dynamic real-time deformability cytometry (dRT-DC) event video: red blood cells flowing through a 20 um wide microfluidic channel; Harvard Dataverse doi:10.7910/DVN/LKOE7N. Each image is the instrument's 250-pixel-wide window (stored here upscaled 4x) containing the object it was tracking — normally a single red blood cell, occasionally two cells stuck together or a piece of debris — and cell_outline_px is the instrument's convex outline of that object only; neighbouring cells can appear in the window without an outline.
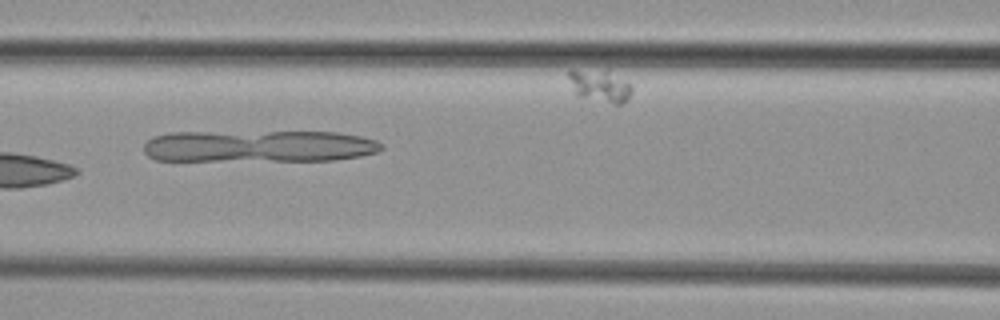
{"species": "common noctule bat (a hibernating species)", "species_latin": "Nyctalus noctula", "temperature_condition": "cold", "stored_images_in_passage": 15, "segment_of_instrument_passage": [1, 2], "camera_frame_rate_fps": 3000, "um_per_image_px": 0.085, "animal": {"sex": "female", "body_mass_g": 29.2, "forearm_length_mm": 56.3}, "frame": {"image": 1, "passage_image": 8, "time_ms": 8.0, "image_size_px": [1000, 320], "cell_outline_px": [[384, 148], [376, 152], [360, 156], [336, 160], [156, 160], [148, 156], [144, 152], [144, 144], [152, 136], [172, 132], [336, 132], [360, 136], [376, 140], [384, 144]], "centroid_in_image_um": [22.01, 12.42], "position_along_channel_um": 144.6, "area_um2": 44.27}}
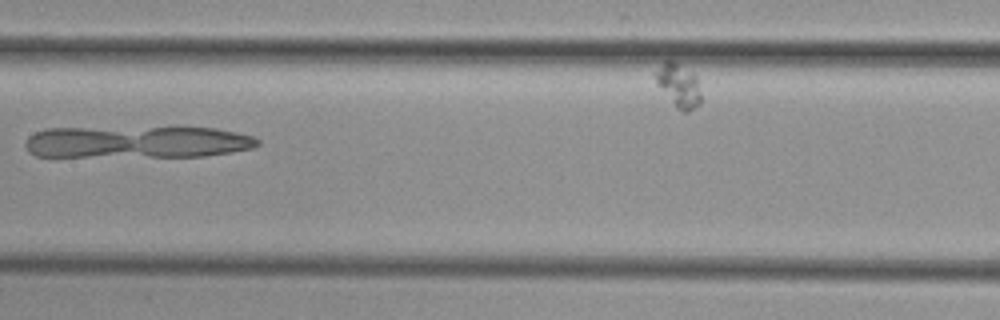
{"frame": {"image": 2, "passage_image": 9, "time_ms": 9.333, "image_size_px": [1000, 320], "cell_outline_px": [[260, 144], [252, 148], [232, 152], [204, 156], [36, 156], [28, 152], [24, 144], [28, 136], [36, 132], [48, 128], [216, 128], [236, 132], [252, 136], [260, 140]], "centroid_in_image_um": [11.65, 12.07], "position_along_channel_um": 195.7, "area_um2": 43.12}}